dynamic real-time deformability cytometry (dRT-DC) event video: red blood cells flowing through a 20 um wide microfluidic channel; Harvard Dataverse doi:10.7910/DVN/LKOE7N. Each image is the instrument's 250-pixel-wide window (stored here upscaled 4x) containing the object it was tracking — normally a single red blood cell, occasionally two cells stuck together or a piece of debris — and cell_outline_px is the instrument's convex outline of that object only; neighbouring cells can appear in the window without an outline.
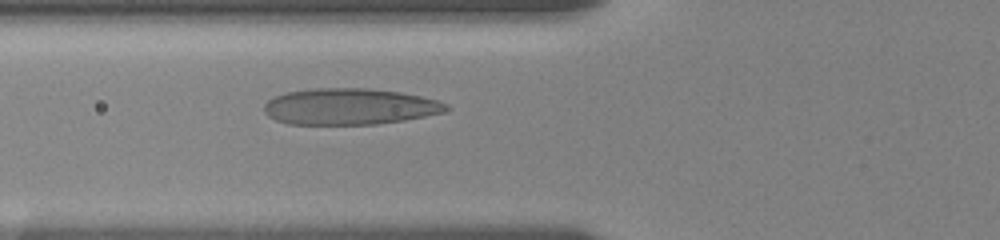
{"species": "human", "species_latin": "Homo sapiens", "temperature_condition": "room temperature", "stored_images_in_passage": 41, "camera_frame_rate_fps": 3000, "um_per_image_px": 0.085, "donor": {"sex": "female"}, "frame": {"image": 1, "passage_image": 14, "time_ms": 5.667, "image_size_px": [1000, 240], "cell_outline_px": [[452, 108], [444, 112], [404, 120], [376, 124], [288, 124], [276, 120], [268, 116], [264, 112], [264, 104], [268, 100], [276, 96], [288, 92], [316, 88], [368, 88], [400, 92], [420, 96], [436, 100], [448, 104]], "centroid_in_image_um": [29.73, 9.06], "position_along_channel_um": 96.1, "area_um2": 38.44}}
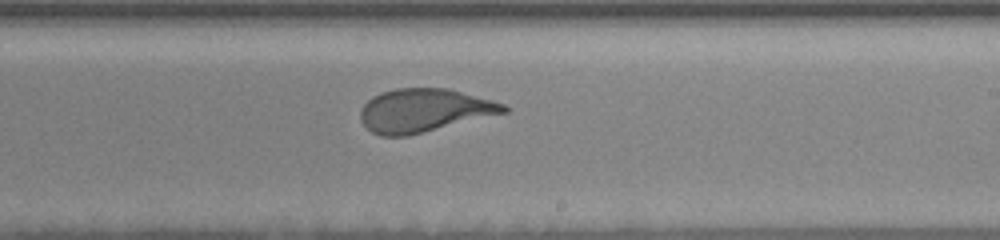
{"frame": {"image": 2, "passage_image": 27, "time_ms": 10.0, "image_size_px": [1000, 240], "cell_outline_px": [[508, 112], [408, 136], [380, 136], [372, 132], [360, 120], [360, 108], [372, 96], [380, 92], [396, 88], [448, 88], [492, 100], [504, 104], [508, 108]], "centroid_in_image_um": [36.02, 9.38], "position_along_channel_um": 253.0, "area_um2": 36.24}}
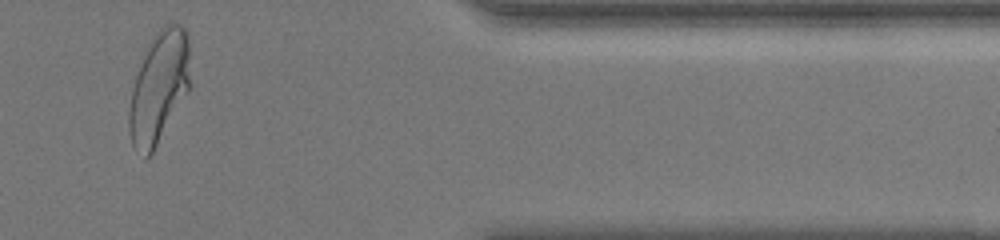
{"frame": {"image": 3, "passage_image": 38, "time_ms": 14.667, "image_size_px": [1000, 240], "cell_outline_px": [[188, 92], [152, 152], [144, 160], [132, 148], [128, 132], [128, 112], [132, 88], [136, 76], [152, 36], [164, 24], [180, 24], [184, 28], [188, 36]], "centroid_in_image_um": [13.47, 7.47], "position_along_channel_um": 397.9, "area_um2": 39.36}, "authors_computed_cell_mechanics": {"area_um2": 37.2232, "velocity_mm_per_s": 3.6156, "shape_relaxation_time_tau1_ms": 4.7394, "shape_relaxation_time_tau2_ms": null, "deformation_change_tau1": 0.1874, "deformation_change_tau2": null}}